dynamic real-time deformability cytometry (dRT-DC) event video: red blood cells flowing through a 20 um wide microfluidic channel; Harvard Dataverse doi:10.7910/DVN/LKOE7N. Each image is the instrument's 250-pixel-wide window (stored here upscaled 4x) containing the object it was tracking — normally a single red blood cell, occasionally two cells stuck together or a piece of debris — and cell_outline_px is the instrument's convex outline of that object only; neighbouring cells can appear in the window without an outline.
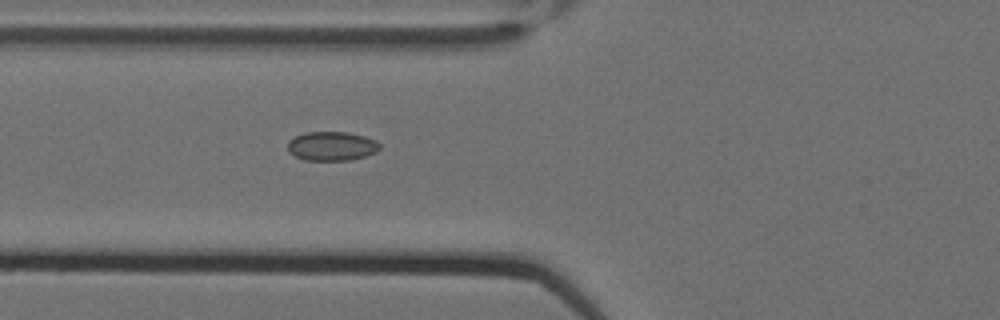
{"species": "Egyptian fruit bat (a non-hibernating species)", "species_latin": "Rousettus aegyptiacus", "temperature_condition": "cold", "stored_images_in_passage": 5, "camera_frame_rate_fps": 3000, "um_per_image_px": 0.085, "animal": {"sex": "female"}, "frame": {"image": 1, "passage_image": 4, "time_ms": 1.0, "image_size_px": [1000, 320], "cell_outline_px": [[380, 148], [376, 152], [352, 160], [304, 160], [288, 152], [288, 140], [304, 132], [348, 132], [364, 136], [376, 140], [380, 144]], "centroid_in_image_um": [28.19, 12.41], "position_along_channel_um": 97.6, "area_um2": 15.66}}